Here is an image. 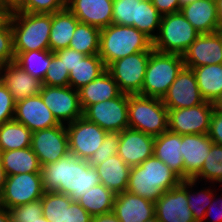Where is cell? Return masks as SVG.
I'll return each mask as SVG.
<instances>
[{"instance_id": "cell-3", "label": "cell", "mask_w": 222, "mask_h": 222, "mask_svg": "<svg viewBox=\"0 0 222 222\" xmlns=\"http://www.w3.org/2000/svg\"><path fill=\"white\" fill-rule=\"evenodd\" d=\"M153 50L152 40L133 26L110 24L101 29L98 55L106 67L128 55Z\"/></svg>"}, {"instance_id": "cell-9", "label": "cell", "mask_w": 222, "mask_h": 222, "mask_svg": "<svg viewBox=\"0 0 222 222\" xmlns=\"http://www.w3.org/2000/svg\"><path fill=\"white\" fill-rule=\"evenodd\" d=\"M152 51H141L110 63L106 70L122 93L141 95L146 67Z\"/></svg>"}, {"instance_id": "cell-54", "label": "cell", "mask_w": 222, "mask_h": 222, "mask_svg": "<svg viewBox=\"0 0 222 222\" xmlns=\"http://www.w3.org/2000/svg\"><path fill=\"white\" fill-rule=\"evenodd\" d=\"M0 222H11L8 209L0 205Z\"/></svg>"}, {"instance_id": "cell-44", "label": "cell", "mask_w": 222, "mask_h": 222, "mask_svg": "<svg viewBox=\"0 0 222 222\" xmlns=\"http://www.w3.org/2000/svg\"><path fill=\"white\" fill-rule=\"evenodd\" d=\"M11 222H33L42 216L41 199L8 209Z\"/></svg>"}, {"instance_id": "cell-39", "label": "cell", "mask_w": 222, "mask_h": 222, "mask_svg": "<svg viewBox=\"0 0 222 222\" xmlns=\"http://www.w3.org/2000/svg\"><path fill=\"white\" fill-rule=\"evenodd\" d=\"M72 201L68 195L45 192L41 198L42 215L49 222H64L65 207H69Z\"/></svg>"}, {"instance_id": "cell-61", "label": "cell", "mask_w": 222, "mask_h": 222, "mask_svg": "<svg viewBox=\"0 0 222 222\" xmlns=\"http://www.w3.org/2000/svg\"><path fill=\"white\" fill-rule=\"evenodd\" d=\"M144 222H160V221L158 220V218L156 216H153L152 218H150Z\"/></svg>"}, {"instance_id": "cell-1", "label": "cell", "mask_w": 222, "mask_h": 222, "mask_svg": "<svg viewBox=\"0 0 222 222\" xmlns=\"http://www.w3.org/2000/svg\"><path fill=\"white\" fill-rule=\"evenodd\" d=\"M41 175L45 192L65 194L73 201L100 184L96 168L71 153L54 163L41 166Z\"/></svg>"}, {"instance_id": "cell-21", "label": "cell", "mask_w": 222, "mask_h": 222, "mask_svg": "<svg viewBox=\"0 0 222 222\" xmlns=\"http://www.w3.org/2000/svg\"><path fill=\"white\" fill-rule=\"evenodd\" d=\"M213 144L208 134L181 135L184 180L193 179L201 171Z\"/></svg>"}, {"instance_id": "cell-5", "label": "cell", "mask_w": 222, "mask_h": 222, "mask_svg": "<svg viewBox=\"0 0 222 222\" xmlns=\"http://www.w3.org/2000/svg\"><path fill=\"white\" fill-rule=\"evenodd\" d=\"M129 128L158 136L168 130V109L162 99L128 95Z\"/></svg>"}, {"instance_id": "cell-49", "label": "cell", "mask_w": 222, "mask_h": 222, "mask_svg": "<svg viewBox=\"0 0 222 222\" xmlns=\"http://www.w3.org/2000/svg\"><path fill=\"white\" fill-rule=\"evenodd\" d=\"M209 218H211L210 221ZM202 222H222V196L220 195L217 196L216 192L214 194L212 203L208 206L206 210Z\"/></svg>"}, {"instance_id": "cell-48", "label": "cell", "mask_w": 222, "mask_h": 222, "mask_svg": "<svg viewBox=\"0 0 222 222\" xmlns=\"http://www.w3.org/2000/svg\"><path fill=\"white\" fill-rule=\"evenodd\" d=\"M209 138L214 144L222 145V114L212 113L210 120V129L208 132Z\"/></svg>"}, {"instance_id": "cell-29", "label": "cell", "mask_w": 222, "mask_h": 222, "mask_svg": "<svg viewBox=\"0 0 222 222\" xmlns=\"http://www.w3.org/2000/svg\"><path fill=\"white\" fill-rule=\"evenodd\" d=\"M80 21L67 9L51 14L49 48L51 52L68 48L77 24Z\"/></svg>"}, {"instance_id": "cell-20", "label": "cell", "mask_w": 222, "mask_h": 222, "mask_svg": "<svg viewBox=\"0 0 222 222\" xmlns=\"http://www.w3.org/2000/svg\"><path fill=\"white\" fill-rule=\"evenodd\" d=\"M184 67L193 69L203 65L222 63V43L217 32L199 34L182 55Z\"/></svg>"}, {"instance_id": "cell-18", "label": "cell", "mask_w": 222, "mask_h": 222, "mask_svg": "<svg viewBox=\"0 0 222 222\" xmlns=\"http://www.w3.org/2000/svg\"><path fill=\"white\" fill-rule=\"evenodd\" d=\"M14 120L24 124L31 132L60 124L45 105L40 94L15 102Z\"/></svg>"}, {"instance_id": "cell-32", "label": "cell", "mask_w": 222, "mask_h": 222, "mask_svg": "<svg viewBox=\"0 0 222 222\" xmlns=\"http://www.w3.org/2000/svg\"><path fill=\"white\" fill-rule=\"evenodd\" d=\"M105 71L106 66L98 54L86 55L69 72V86L78 90L95 80Z\"/></svg>"}, {"instance_id": "cell-22", "label": "cell", "mask_w": 222, "mask_h": 222, "mask_svg": "<svg viewBox=\"0 0 222 222\" xmlns=\"http://www.w3.org/2000/svg\"><path fill=\"white\" fill-rule=\"evenodd\" d=\"M66 8L81 23L99 29L112 24L113 0H66Z\"/></svg>"}, {"instance_id": "cell-23", "label": "cell", "mask_w": 222, "mask_h": 222, "mask_svg": "<svg viewBox=\"0 0 222 222\" xmlns=\"http://www.w3.org/2000/svg\"><path fill=\"white\" fill-rule=\"evenodd\" d=\"M0 80L7 87L15 102L38 95L42 82L22 69L14 61L0 66Z\"/></svg>"}, {"instance_id": "cell-12", "label": "cell", "mask_w": 222, "mask_h": 222, "mask_svg": "<svg viewBox=\"0 0 222 222\" xmlns=\"http://www.w3.org/2000/svg\"><path fill=\"white\" fill-rule=\"evenodd\" d=\"M68 134L69 153L79 159L88 161L102 145L108 133L99 125L80 117L74 122L66 124Z\"/></svg>"}, {"instance_id": "cell-7", "label": "cell", "mask_w": 222, "mask_h": 222, "mask_svg": "<svg viewBox=\"0 0 222 222\" xmlns=\"http://www.w3.org/2000/svg\"><path fill=\"white\" fill-rule=\"evenodd\" d=\"M162 15L150 0H113L112 24L133 26L153 40Z\"/></svg>"}, {"instance_id": "cell-16", "label": "cell", "mask_w": 222, "mask_h": 222, "mask_svg": "<svg viewBox=\"0 0 222 222\" xmlns=\"http://www.w3.org/2000/svg\"><path fill=\"white\" fill-rule=\"evenodd\" d=\"M162 102L167 109L189 108L205 102L192 69H181Z\"/></svg>"}, {"instance_id": "cell-52", "label": "cell", "mask_w": 222, "mask_h": 222, "mask_svg": "<svg viewBox=\"0 0 222 222\" xmlns=\"http://www.w3.org/2000/svg\"><path fill=\"white\" fill-rule=\"evenodd\" d=\"M213 111L222 114V93L212 102Z\"/></svg>"}, {"instance_id": "cell-19", "label": "cell", "mask_w": 222, "mask_h": 222, "mask_svg": "<svg viewBox=\"0 0 222 222\" xmlns=\"http://www.w3.org/2000/svg\"><path fill=\"white\" fill-rule=\"evenodd\" d=\"M154 140L152 135L126 128L120 132L117 154L130 167L140 165L153 156Z\"/></svg>"}, {"instance_id": "cell-45", "label": "cell", "mask_w": 222, "mask_h": 222, "mask_svg": "<svg viewBox=\"0 0 222 222\" xmlns=\"http://www.w3.org/2000/svg\"><path fill=\"white\" fill-rule=\"evenodd\" d=\"M15 101L7 87L0 80V126L14 119Z\"/></svg>"}, {"instance_id": "cell-10", "label": "cell", "mask_w": 222, "mask_h": 222, "mask_svg": "<svg viewBox=\"0 0 222 222\" xmlns=\"http://www.w3.org/2000/svg\"><path fill=\"white\" fill-rule=\"evenodd\" d=\"M41 173L6 176L0 205L6 209L39 200L44 195Z\"/></svg>"}, {"instance_id": "cell-6", "label": "cell", "mask_w": 222, "mask_h": 222, "mask_svg": "<svg viewBox=\"0 0 222 222\" xmlns=\"http://www.w3.org/2000/svg\"><path fill=\"white\" fill-rule=\"evenodd\" d=\"M183 67L181 55L153 50L146 67L141 95L162 99Z\"/></svg>"}, {"instance_id": "cell-51", "label": "cell", "mask_w": 222, "mask_h": 222, "mask_svg": "<svg viewBox=\"0 0 222 222\" xmlns=\"http://www.w3.org/2000/svg\"><path fill=\"white\" fill-rule=\"evenodd\" d=\"M91 222H120V221L117 219V216L112 211L109 213L92 216Z\"/></svg>"}, {"instance_id": "cell-25", "label": "cell", "mask_w": 222, "mask_h": 222, "mask_svg": "<svg viewBox=\"0 0 222 222\" xmlns=\"http://www.w3.org/2000/svg\"><path fill=\"white\" fill-rule=\"evenodd\" d=\"M181 152L180 134L167 130L155 136L153 155L184 180V163Z\"/></svg>"}, {"instance_id": "cell-35", "label": "cell", "mask_w": 222, "mask_h": 222, "mask_svg": "<svg viewBox=\"0 0 222 222\" xmlns=\"http://www.w3.org/2000/svg\"><path fill=\"white\" fill-rule=\"evenodd\" d=\"M14 62L34 78L43 82L51 62L50 50H32L28 52H14Z\"/></svg>"}, {"instance_id": "cell-55", "label": "cell", "mask_w": 222, "mask_h": 222, "mask_svg": "<svg viewBox=\"0 0 222 222\" xmlns=\"http://www.w3.org/2000/svg\"><path fill=\"white\" fill-rule=\"evenodd\" d=\"M13 8H0V25L9 17Z\"/></svg>"}, {"instance_id": "cell-43", "label": "cell", "mask_w": 222, "mask_h": 222, "mask_svg": "<svg viewBox=\"0 0 222 222\" xmlns=\"http://www.w3.org/2000/svg\"><path fill=\"white\" fill-rule=\"evenodd\" d=\"M15 60L13 30L8 17L0 25V66Z\"/></svg>"}, {"instance_id": "cell-42", "label": "cell", "mask_w": 222, "mask_h": 222, "mask_svg": "<svg viewBox=\"0 0 222 222\" xmlns=\"http://www.w3.org/2000/svg\"><path fill=\"white\" fill-rule=\"evenodd\" d=\"M120 141L119 132H108L103 140L102 145L97 151L90 157L88 163L92 167H96L103 161H106L111 156L117 154Z\"/></svg>"}, {"instance_id": "cell-58", "label": "cell", "mask_w": 222, "mask_h": 222, "mask_svg": "<svg viewBox=\"0 0 222 222\" xmlns=\"http://www.w3.org/2000/svg\"><path fill=\"white\" fill-rule=\"evenodd\" d=\"M180 1V6H184L186 4H189V3H192V2H195V1H198V0H179Z\"/></svg>"}, {"instance_id": "cell-41", "label": "cell", "mask_w": 222, "mask_h": 222, "mask_svg": "<svg viewBox=\"0 0 222 222\" xmlns=\"http://www.w3.org/2000/svg\"><path fill=\"white\" fill-rule=\"evenodd\" d=\"M42 85L69 86L68 68H65L62 60L54 52H51V62Z\"/></svg>"}, {"instance_id": "cell-30", "label": "cell", "mask_w": 222, "mask_h": 222, "mask_svg": "<svg viewBox=\"0 0 222 222\" xmlns=\"http://www.w3.org/2000/svg\"><path fill=\"white\" fill-rule=\"evenodd\" d=\"M0 157L6 176L21 173H41L38 157L31 147L0 152Z\"/></svg>"}, {"instance_id": "cell-15", "label": "cell", "mask_w": 222, "mask_h": 222, "mask_svg": "<svg viewBox=\"0 0 222 222\" xmlns=\"http://www.w3.org/2000/svg\"><path fill=\"white\" fill-rule=\"evenodd\" d=\"M32 151L41 166L54 163L69 154L68 134L65 124L32 132Z\"/></svg>"}, {"instance_id": "cell-59", "label": "cell", "mask_w": 222, "mask_h": 222, "mask_svg": "<svg viewBox=\"0 0 222 222\" xmlns=\"http://www.w3.org/2000/svg\"><path fill=\"white\" fill-rule=\"evenodd\" d=\"M11 7H13L19 0H5Z\"/></svg>"}, {"instance_id": "cell-13", "label": "cell", "mask_w": 222, "mask_h": 222, "mask_svg": "<svg viewBox=\"0 0 222 222\" xmlns=\"http://www.w3.org/2000/svg\"><path fill=\"white\" fill-rule=\"evenodd\" d=\"M39 94L59 123L66 125L83 116L78 90L70 86L42 85Z\"/></svg>"}, {"instance_id": "cell-24", "label": "cell", "mask_w": 222, "mask_h": 222, "mask_svg": "<svg viewBox=\"0 0 222 222\" xmlns=\"http://www.w3.org/2000/svg\"><path fill=\"white\" fill-rule=\"evenodd\" d=\"M113 212L120 222H144L155 216V203L124 191L116 194Z\"/></svg>"}, {"instance_id": "cell-40", "label": "cell", "mask_w": 222, "mask_h": 222, "mask_svg": "<svg viewBox=\"0 0 222 222\" xmlns=\"http://www.w3.org/2000/svg\"><path fill=\"white\" fill-rule=\"evenodd\" d=\"M12 11L53 14L66 8V0H19Z\"/></svg>"}, {"instance_id": "cell-53", "label": "cell", "mask_w": 222, "mask_h": 222, "mask_svg": "<svg viewBox=\"0 0 222 222\" xmlns=\"http://www.w3.org/2000/svg\"><path fill=\"white\" fill-rule=\"evenodd\" d=\"M5 179H6V175H5L3 165L1 162V157H0V197L4 190Z\"/></svg>"}, {"instance_id": "cell-47", "label": "cell", "mask_w": 222, "mask_h": 222, "mask_svg": "<svg viewBox=\"0 0 222 222\" xmlns=\"http://www.w3.org/2000/svg\"><path fill=\"white\" fill-rule=\"evenodd\" d=\"M54 53L62 60L65 68H68V72H70L72 68H74V66L86 56L70 47L60 49Z\"/></svg>"}, {"instance_id": "cell-56", "label": "cell", "mask_w": 222, "mask_h": 222, "mask_svg": "<svg viewBox=\"0 0 222 222\" xmlns=\"http://www.w3.org/2000/svg\"><path fill=\"white\" fill-rule=\"evenodd\" d=\"M216 9L219 27H222V0H216Z\"/></svg>"}, {"instance_id": "cell-4", "label": "cell", "mask_w": 222, "mask_h": 222, "mask_svg": "<svg viewBox=\"0 0 222 222\" xmlns=\"http://www.w3.org/2000/svg\"><path fill=\"white\" fill-rule=\"evenodd\" d=\"M14 52L50 50L51 14L11 11Z\"/></svg>"}, {"instance_id": "cell-34", "label": "cell", "mask_w": 222, "mask_h": 222, "mask_svg": "<svg viewBox=\"0 0 222 222\" xmlns=\"http://www.w3.org/2000/svg\"><path fill=\"white\" fill-rule=\"evenodd\" d=\"M31 140L32 132L14 119L0 126V152L31 147Z\"/></svg>"}, {"instance_id": "cell-33", "label": "cell", "mask_w": 222, "mask_h": 222, "mask_svg": "<svg viewBox=\"0 0 222 222\" xmlns=\"http://www.w3.org/2000/svg\"><path fill=\"white\" fill-rule=\"evenodd\" d=\"M116 194L103 184L93 186L77 202L91 215L113 211Z\"/></svg>"}, {"instance_id": "cell-37", "label": "cell", "mask_w": 222, "mask_h": 222, "mask_svg": "<svg viewBox=\"0 0 222 222\" xmlns=\"http://www.w3.org/2000/svg\"><path fill=\"white\" fill-rule=\"evenodd\" d=\"M101 29L79 22L73 33L69 47L85 55H97L99 52Z\"/></svg>"}, {"instance_id": "cell-60", "label": "cell", "mask_w": 222, "mask_h": 222, "mask_svg": "<svg viewBox=\"0 0 222 222\" xmlns=\"http://www.w3.org/2000/svg\"><path fill=\"white\" fill-rule=\"evenodd\" d=\"M33 222H49V221L42 215L40 218H38V220H35Z\"/></svg>"}, {"instance_id": "cell-2", "label": "cell", "mask_w": 222, "mask_h": 222, "mask_svg": "<svg viewBox=\"0 0 222 222\" xmlns=\"http://www.w3.org/2000/svg\"><path fill=\"white\" fill-rule=\"evenodd\" d=\"M182 181L170 167L153 155L140 165L131 167L126 191L155 203L165 191Z\"/></svg>"}, {"instance_id": "cell-50", "label": "cell", "mask_w": 222, "mask_h": 222, "mask_svg": "<svg viewBox=\"0 0 222 222\" xmlns=\"http://www.w3.org/2000/svg\"><path fill=\"white\" fill-rule=\"evenodd\" d=\"M161 15L179 12L181 10L179 0H150Z\"/></svg>"}, {"instance_id": "cell-62", "label": "cell", "mask_w": 222, "mask_h": 222, "mask_svg": "<svg viewBox=\"0 0 222 222\" xmlns=\"http://www.w3.org/2000/svg\"><path fill=\"white\" fill-rule=\"evenodd\" d=\"M216 32L219 34L222 43V27H219Z\"/></svg>"}, {"instance_id": "cell-26", "label": "cell", "mask_w": 222, "mask_h": 222, "mask_svg": "<svg viewBox=\"0 0 222 222\" xmlns=\"http://www.w3.org/2000/svg\"><path fill=\"white\" fill-rule=\"evenodd\" d=\"M180 11L199 34L214 33L219 28L216 0H198Z\"/></svg>"}, {"instance_id": "cell-38", "label": "cell", "mask_w": 222, "mask_h": 222, "mask_svg": "<svg viewBox=\"0 0 222 222\" xmlns=\"http://www.w3.org/2000/svg\"><path fill=\"white\" fill-rule=\"evenodd\" d=\"M199 184L204 181L209 182L212 187L217 188V182L222 183V145L213 144L209 150V154L205 159L201 171L193 178ZM214 184V186H213Z\"/></svg>"}, {"instance_id": "cell-28", "label": "cell", "mask_w": 222, "mask_h": 222, "mask_svg": "<svg viewBox=\"0 0 222 222\" xmlns=\"http://www.w3.org/2000/svg\"><path fill=\"white\" fill-rule=\"evenodd\" d=\"M95 168L98 172L100 183L109 190L115 194L127 190L131 167L128 166L118 154L111 156Z\"/></svg>"}, {"instance_id": "cell-27", "label": "cell", "mask_w": 222, "mask_h": 222, "mask_svg": "<svg viewBox=\"0 0 222 222\" xmlns=\"http://www.w3.org/2000/svg\"><path fill=\"white\" fill-rule=\"evenodd\" d=\"M79 101L84 111L89 105L119 97L122 92L117 82L106 70L95 80L78 89Z\"/></svg>"}, {"instance_id": "cell-14", "label": "cell", "mask_w": 222, "mask_h": 222, "mask_svg": "<svg viewBox=\"0 0 222 222\" xmlns=\"http://www.w3.org/2000/svg\"><path fill=\"white\" fill-rule=\"evenodd\" d=\"M212 113L209 101L189 108L168 109V130L180 135L208 134Z\"/></svg>"}, {"instance_id": "cell-57", "label": "cell", "mask_w": 222, "mask_h": 222, "mask_svg": "<svg viewBox=\"0 0 222 222\" xmlns=\"http://www.w3.org/2000/svg\"><path fill=\"white\" fill-rule=\"evenodd\" d=\"M0 8H12L5 0H0Z\"/></svg>"}, {"instance_id": "cell-46", "label": "cell", "mask_w": 222, "mask_h": 222, "mask_svg": "<svg viewBox=\"0 0 222 222\" xmlns=\"http://www.w3.org/2000/svg\"><path fill=\"white\" fill-rule=\"evenodd\" d=\"M92 216L77 202L65 207L64 222H91Z\"/></svg>"}, {"instance_id": "cell-36", "label": "cell", "mask_w": 222, "mask_h": 222, "mask_svg": "<svg viewBox=\"0 0 222 222\" xmlns=\"http://www.w3.org/2000/svg\"><path fill=\"white\" fill-rule=\"evenodd\" d=\"M197 183L194 179L186 180V195L188 198V207L195 221L202 222L208 206L212 203L216 190L211 186H204L203 188L201 183V188L196 191L195 188H198ZM194 186L195 188L193 189Z\"/></svg>"}, {"instance_id": "cell-8", "label": "cell", "mask_w": 222, "mask_h": 222, "mask_svg": "<svg viewBox=\"0 0 222 222\" xmlns=\"http://www.w3.org/2000/svg\"><path fill=\"white\" fill-rule=\"evenodd\" d=\"M199 33L179 12L162 15L152 48L162 53L183 55Z\"/></svg>"}, {"instance_id": "cell-11", "label": "cell", "mask_w": 222, "mask_h": 222, "mask_svg": "<svg viewBox=\"0 0 222 222\" xmlns=\"http://www.w3.org/2000/svg\"><path fill=\"white\" fill-rule=\"evenodd\" d=\"M83 117L99 125L107 132H121L129 128L128 94L89 105L83 111Z\"/></svg>"}, {"instance_id": "cell-31", "label": "cell", "mask_w": 222, "mask_h": 222, "mask_svg": "<svg viewBox=\"0 0 222 222\" xmlns=\"http://www.w3.org/2000/svg\"><path fill=\"white\" fill-rule=\"evenodd\" d=\"M192 70L202 97L213 102L222 93V63L194 67Z\"/></svg>"}, {"instance_id": "cell-17", "label": "cell", "mask_w": 222, "mask_h": 222, "mask_svg": "<svg viewBox=\"0 0 222 222\" xmlns=\"http://www.w3.org/2000/svg\"><path fill=\"white\" fill-rule=\"evenodd\" d=\"M155 216L160 222H196L188 207L186 180L165 191L155 202Z\"/></svg>"}]
</instances>
